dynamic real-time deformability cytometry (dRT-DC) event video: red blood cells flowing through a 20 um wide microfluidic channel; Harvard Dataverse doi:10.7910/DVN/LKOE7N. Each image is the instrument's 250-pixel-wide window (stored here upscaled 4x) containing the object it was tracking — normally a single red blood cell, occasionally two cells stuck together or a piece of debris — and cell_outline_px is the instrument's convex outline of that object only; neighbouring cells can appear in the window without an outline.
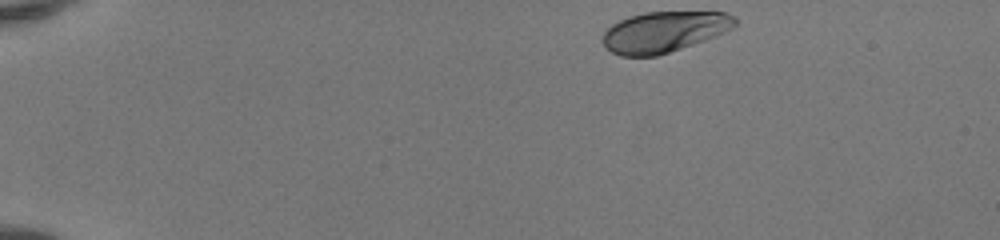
{"species": "human", "species_latin": "Homo sapiens", "temperature_condition": "room temperature", "stored_images_in_passage": 43, "camera_frame_rate_fps": 3000, "um_per_image_px": 0.085, "donor": {"sex": "female"}, "frame": {"image": 1, "passage_image": 1, "time_ms": 0.0, "image_size_px": [1000, 240], "cell_outline_px": [[736, 24], [732, 28], [716, 36], [656, 56], [620, 56], [612, 52], [604, 44], [604, 32], [612, 24], [628, 16], [644, 12], [728, 12], [736, 20]], "centroid_in_image_um": [56.44, 2.69], "position_along_channel_um": 28.6, "area_um2": 31.1}}
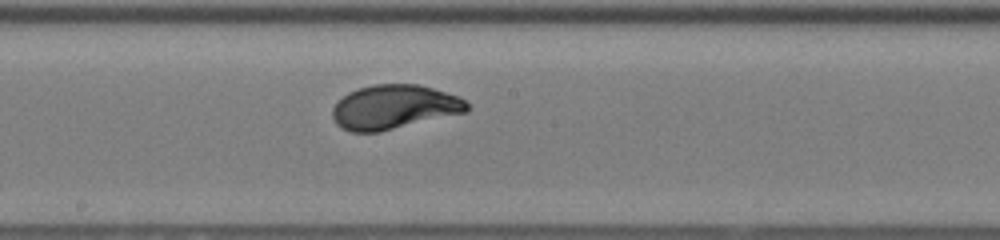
{"frame": {"image": 2, "passage_image": 22, "time_ms": 7.0, "image_size_px": [1000, 240], "cell_outline_px": [[468, 112], [380, 132], [352, 132], [340, 128], [336, 124], [332, 116], [332, 108], [348, 92], [372, 84], [416, 84], [432, 88], [456, 96], [464, 100], [468, 104]], "centroid_in_image_um": [33.48, 9.11], "position_along_channel_um": 214.7, "area_um2": 34.62}}
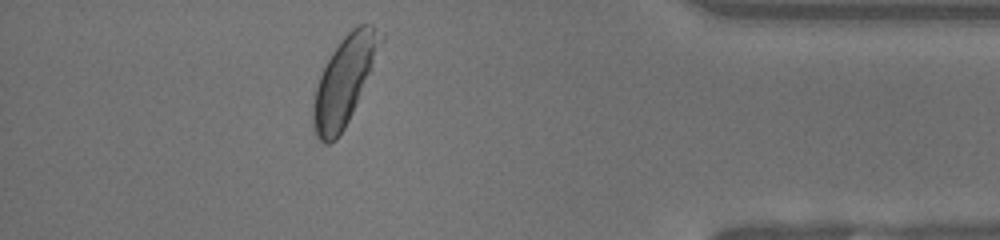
{"frame": {"image": 3, "passage_image": 38, "time_ms": 12.333, "image_size_px": [1000, 240], "cell_outline_px": [[384, 40], [356, 104], [344, 128], [336, 140], [328, 144], [324, 144], [316, 136], [312, 124], [312, 104], [316, 88], [320, 76], [332, 52], [340, 40], [356, 24], [372, 24], [384, 36]], "centroid_in_image_um": [29.26, 6.85], "position_along_channel_um": 405.9, "area_um2": 34.16}, "authors_computed_cell_mechanics": {"area_um2": 33.6974, "velocity_mm_per_s": 4.1311, "shape_relaxation_time_tau1_ms": 1.9198, "shape_relaxation_time_tau2_ms": null, "deformation_change_tau1": 0.1383, "deformation_change_tau2": null}}